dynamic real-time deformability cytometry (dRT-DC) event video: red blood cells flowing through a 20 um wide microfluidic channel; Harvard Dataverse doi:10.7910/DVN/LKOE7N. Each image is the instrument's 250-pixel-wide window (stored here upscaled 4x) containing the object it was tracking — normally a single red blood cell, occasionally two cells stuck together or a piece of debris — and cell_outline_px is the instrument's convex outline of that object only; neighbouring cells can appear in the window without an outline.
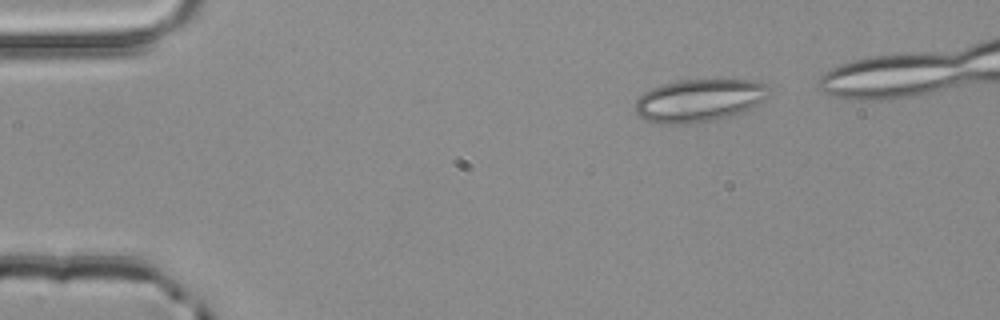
{"species": "common noctule bat (a hibernating species)", "species_latin": "Nyctalus noctula", "temperature_condition": "room temperature", "stored_images_in_passage": 4, "camera_frame_rate_fps": 3000, "um_per_image_px": 0.085, "animal": {"sex": "male", "body_mass_g": 20.4}, "frame": {"image": 1, "passage_image": 1, "time_ms": 0.0, "image_size_px": [1000, 320], "cell_outline_px": [[768, 96], [764, 100], [732, 116], [716, 120], [688, 124], [660, 124], [644, 120], [636, 112], [636, 100], [644, 92], [652, 88], [664, 84], [680, 80], [752, 80], [768, 84]], "centroid_in_image_um": [59.42, 8.55], "position_along_channel_um": 25.6, "area_um2": 33.23}}